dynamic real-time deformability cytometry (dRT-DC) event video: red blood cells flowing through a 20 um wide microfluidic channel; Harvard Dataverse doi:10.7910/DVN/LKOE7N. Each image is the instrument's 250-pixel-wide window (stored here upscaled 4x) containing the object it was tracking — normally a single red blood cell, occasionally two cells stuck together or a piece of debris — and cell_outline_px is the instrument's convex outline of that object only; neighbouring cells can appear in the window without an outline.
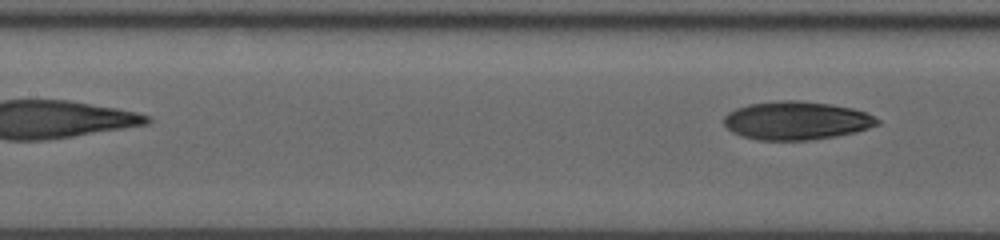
{"species": "human", "species_latin": "Homo sapiens", "temperature_condition": "room temperature", "stored_images_in_passage": 15, "segment_of_instrument_passage": [2, 2], "camera_frame_rate_fps": 3000, "um_per_image_px": 0.085, "donor": {"sex": "male"}, "frame": {"image": 1, "passage_image": 15, "time_ms": 4.667, "image_size_px": [1000, 240], "cell_outline_px": [[880, 124], [856, 132], [836, 136], [808, 140], [756, 140], [740, 136], [732, 132], [724, 124], [724, 116], [728, 112], [736, 108], [748, 104], [780, 100], [800, 100], [832, 104], [852, 108], [868, 112], [880, 120]], "centroid_in_image_um": [67.7, 10.24], "position_along_channel_um": 139.7, "area_um2": 34.62}}